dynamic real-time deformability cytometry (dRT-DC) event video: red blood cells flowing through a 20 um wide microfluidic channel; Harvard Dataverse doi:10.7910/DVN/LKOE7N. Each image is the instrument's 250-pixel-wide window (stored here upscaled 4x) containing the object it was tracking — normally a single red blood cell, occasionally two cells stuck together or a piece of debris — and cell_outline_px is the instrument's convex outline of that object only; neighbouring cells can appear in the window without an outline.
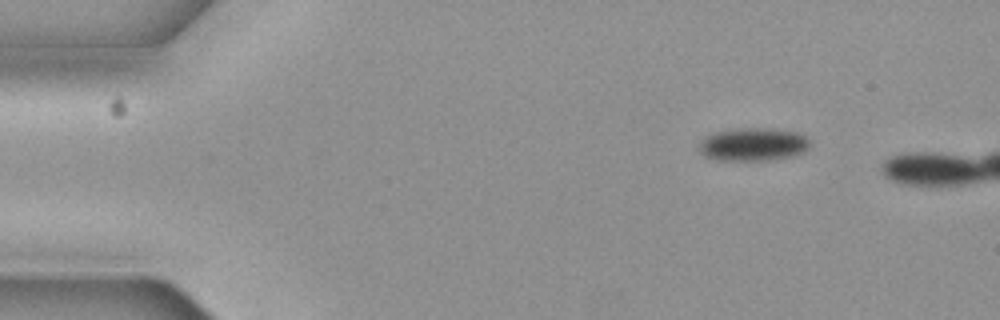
{"species": "common noctule bat (a hibernating species)", "species_latin": "Nyctalus noctula", "temperature_condition": "cold", "stored_images_in_passage": 3, "camera_frame_rate_fps": 3000, "um_per_image_px": 0.085, "animal": {"sex": "female", "body_mass_g": 19.3, "forearm_length_mm": 54.1}, "frame": {"image": 1, "passage_image": 1, "time_ms": 0.0, "image_size_px": [1000, 320], "cell_outline_px": [[808, 148], [804, 152], [796, 156], [768, 160], [716, 160], [704, 156], [700, 152], [700, 144], [708, 136], [716, 132], [744, 128], [764, 128], [800, 132], [808, 136]], "centroid_in_image_um": [64.09, 12.28], "position_along_channel_um": 20.9, "area_um2": 21.27}}